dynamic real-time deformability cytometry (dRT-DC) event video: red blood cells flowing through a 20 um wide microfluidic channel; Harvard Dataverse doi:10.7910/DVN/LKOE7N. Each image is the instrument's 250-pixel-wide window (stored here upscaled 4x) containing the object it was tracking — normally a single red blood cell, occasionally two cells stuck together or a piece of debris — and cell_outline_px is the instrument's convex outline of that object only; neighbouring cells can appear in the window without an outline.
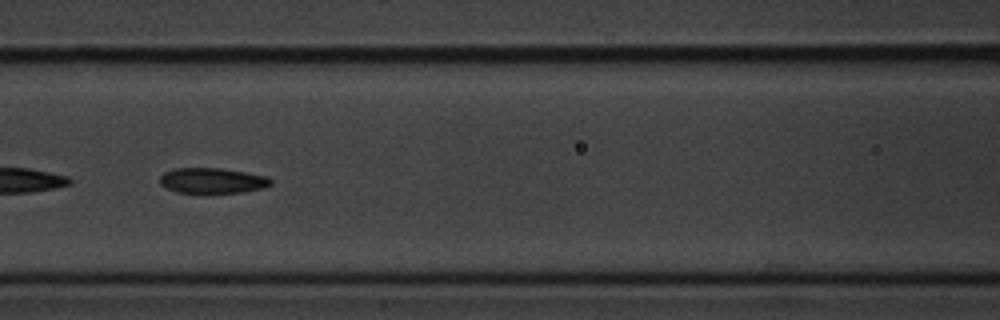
{"species": "common noctule bat (a hibernating species)", "species_latin": "Nyctalus noctula", "temperature_condition": "cold", "stored_images_in_passage": 9, "segment_of_instrument_passage": [2, 2], "camera_frame_rate_fps": 3000, "um_per_image_px": 0.085, "animal": {"sex": "male", "body_mass_g": 20.1, "forearm_length_mm": 53.5}, "frame": {"image": 1, "passage_image": 7, "time_ms": 2.0, "image_size_px": [1000, 320], "cell_outline_px": [[272, 184], [264, 188], [244, 192], [176, 192], [164, 188], [160, 184], [160, 176], [164, 172], [176, 168], [220, 168], [268, 176], [272, 180]], "centroid_in_image_um": [18.05, 15.35], "position_along_channel_um": 148.6, "area_um2": 16.42}}
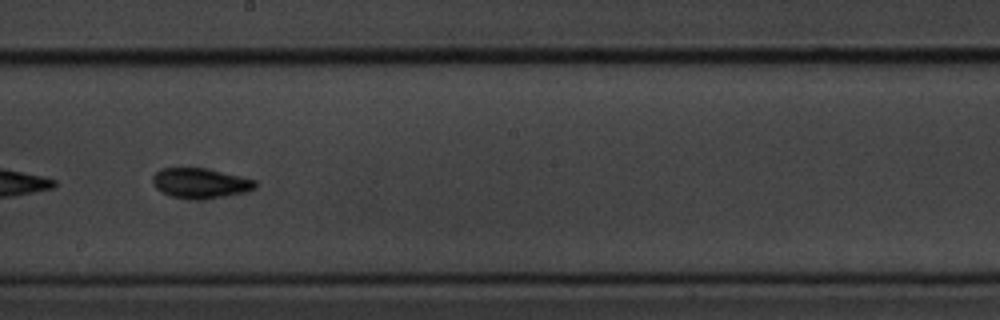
{"frame": {"image": 2, "passage_image": 9, "time_ms": 2.667, "image_size_px": [1000, 320], "cell_outline_px": [[256, 188], [244, 192], [224, 196], [200, 200], [196, 200], [172, 196], [160, 192], [152, 184], [152, 176], [160, 168], [204, 168], [240, 176], [256, 180]], "centroid_in_image_um": [16.99, 15.57], "position_along_channel_um": 231.2, "area_um2": 17.98}}